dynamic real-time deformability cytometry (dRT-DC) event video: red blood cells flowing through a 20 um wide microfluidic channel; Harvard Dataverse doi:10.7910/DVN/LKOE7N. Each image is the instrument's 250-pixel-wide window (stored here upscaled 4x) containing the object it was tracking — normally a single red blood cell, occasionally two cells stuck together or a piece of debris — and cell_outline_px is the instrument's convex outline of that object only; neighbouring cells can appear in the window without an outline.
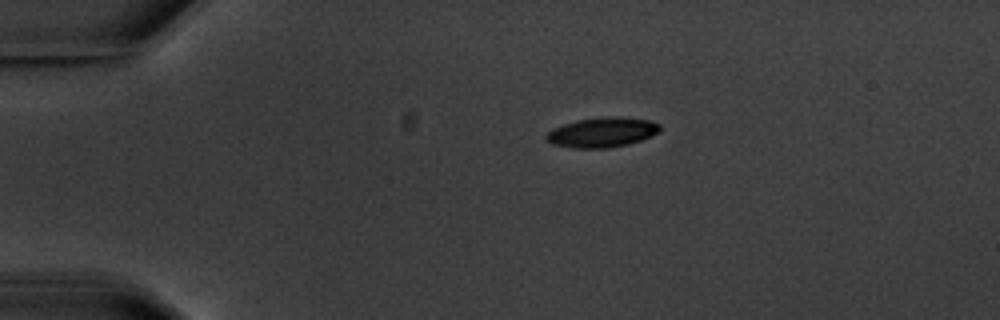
{"species": "common noctule bat (a hibernating species)", "species_latin": "Nyctalus noctula", "temperature_condition": "warm", "stored_images_in_passage": 2, "camera_frame_rate_fps": 3000, "um_per_image_px": 0.085, "animal": {"sex": "male", "body_mass_g": 20.1, "forearm_length_mm": 53.5}, "frame": {"image": 1, "passage_image": 1, "time_ms": 0.0, "image_size_px": [1000, 320], "cell_outline_px": [[660, 128], [656, 132], [640, 140], [628, 144], [608, 148], [572, 148], [552, 144], [544, 140], [544, 136], [552, 128], [576, 120], [604, 116], [620, 116], [652, 120], [660, 124]], "centroid_in_image_um": [51.13, 11.24], "position_along_channel_um": 33.9, "area_um2": 19.94}}